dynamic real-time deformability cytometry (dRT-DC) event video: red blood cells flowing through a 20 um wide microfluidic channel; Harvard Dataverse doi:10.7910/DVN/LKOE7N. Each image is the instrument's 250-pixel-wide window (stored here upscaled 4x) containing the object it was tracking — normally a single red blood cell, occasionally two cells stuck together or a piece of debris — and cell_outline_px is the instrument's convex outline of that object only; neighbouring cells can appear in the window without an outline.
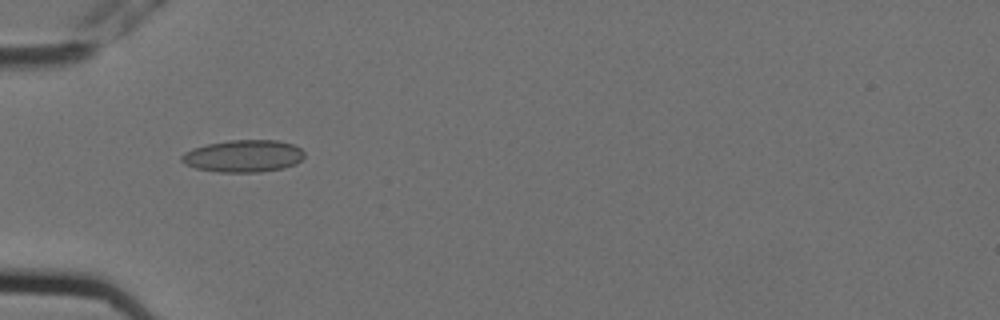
{"species": "Egyptian fruit bat (a non-hibernating species)", "species_latin": "Rousettus aegyptiacus", "temperature_condition": "cold", "stored_images_in_passage": 6, "camera_frame_rate_fps": 3000, "um_per_image_px": 0.085, "animal": {"sex": "female"}, "frame": {"image": 1, "passage_image": 5, "time_ms": 1.333, "image_size_px": [1000, 320], "cell_outline_px": [[304, 156], [296, 164], [284, 168], [260, 172], [220, 172], [196, 168], [184, 164], [180, 160], [180, 156], [184, 152], [192, 148], [208, 144], [228, 140], [276, 140], [292, 144], [300, 148], [304, 152]], "centroid_in_image_um": [20.67, 13.26], "position_along_channel_um": 64.3, "area_um2": 23.12}}
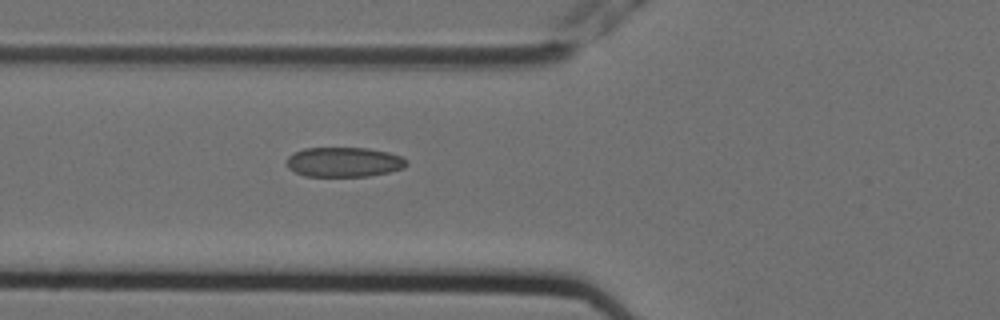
{"frame": {"image": 2, "passage_image": 6, "time_ms": 1.667, "image_size_px": [1000, 320], "cell_outline_px": [[408, 164], [404, 168], [388, 172], [368, 176], [304, 176], [288, 168], [288, 156], [304, 148], [368, 148], [388, 152], [400, 156], [408, 160]], "centroid_in_image_um": [29.27, 13.77], "position_along_channel_um": 96.5, "area_um2": 20.69}}